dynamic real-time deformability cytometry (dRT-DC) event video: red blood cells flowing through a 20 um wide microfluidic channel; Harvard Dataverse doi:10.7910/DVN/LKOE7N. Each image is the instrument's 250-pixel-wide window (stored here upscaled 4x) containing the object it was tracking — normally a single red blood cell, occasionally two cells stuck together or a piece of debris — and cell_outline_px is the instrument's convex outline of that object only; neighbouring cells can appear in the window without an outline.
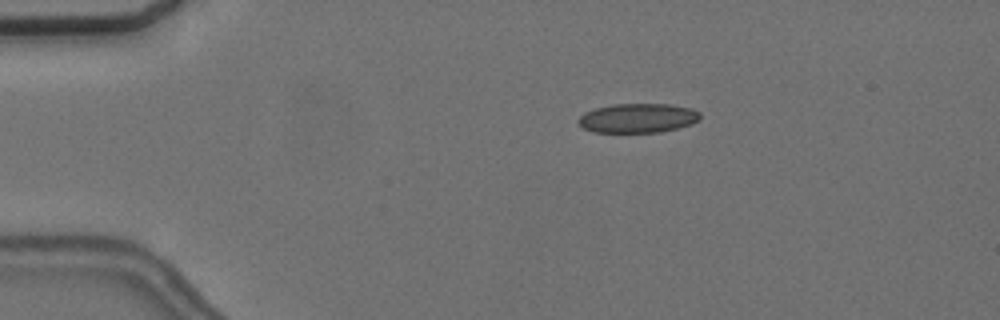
{"species": "common noctule bat (a hibernating species)", "species_latin": "Nyctalus noctula", "temperature_condition": "cold", "stored_images_in_passage": 53, "camera_frame_rate_fps": 3000, "um_per_image_px": 0.085, "animal": {"sex": "female", "body_mass_g": 24.6, "forearm_length_mm": 56.2}, "frame": {"image": 1, "passage_image": 7, "time_ms": 2.0, "image_size_px": [1000, 320], "cell_outline_px": [[700, 120], [692, 124], [660, 132], [592, 132], [584, 128], [576, 120], [584, 112], [596, 108], [612, 104], [668, 104], [692, 108], [700, 112]], "centroid_in_image_um": [54.22, 10.03], "position_along_channel_um": 30.8, "area_um2": 20.87}}
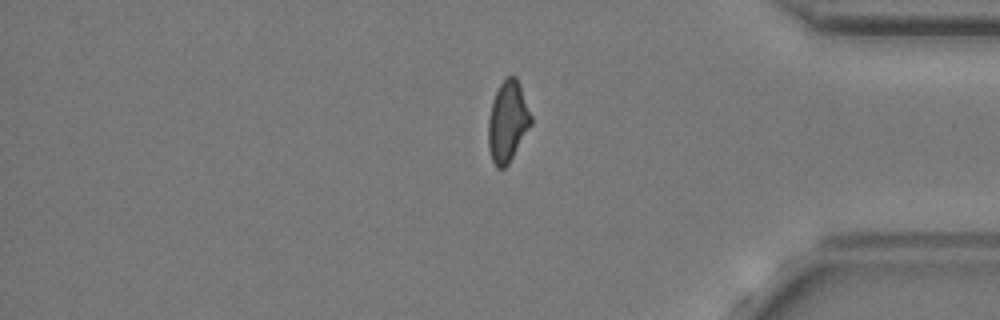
{"frame": {"image": 2, "passage_image": 43, "time_ms": 14.0, "image_size_px": [1000, 320], "cell_outline_px": [[532, 124], [508, 164], [504, 168], [496, 168], [492, 160], [488, 148], [488, 120], [492, 100], [500, 84], [508, 76], [516, 76], [520, 84], [532, 116]], "centroid_in_image_um": [43.15, 10.33], "position_along_channel_um": 392.0, "area_um2": 20.17}}
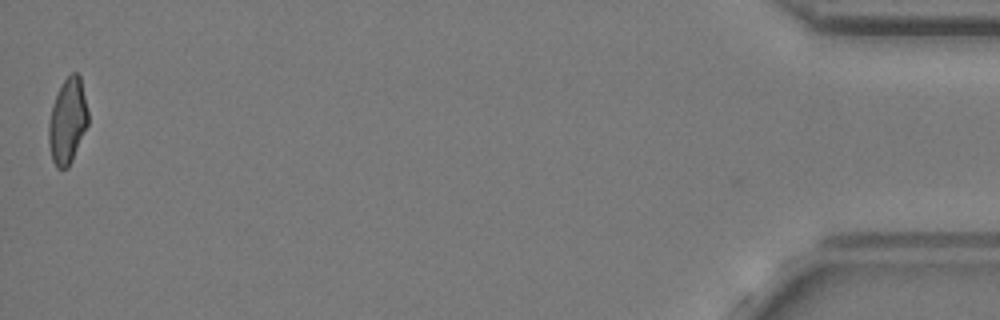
{"frame": {"image": 3, "passage_image": 52, "time_ms": 17.0, "image_size_px": [1000, 320], "cell_outline_px": [[88, 124], [72, 160], [68, 168], [56, 168], [52, 160], [48, 144], [48, 120], [56, 96], [64, 80], [72, 72], [76, 72], [80, 76], [88, 112]], "centroid_in_image_um": [5.73, 10.32], "position_along_channel_um": 429.5, "area_um2": 19.48}, "authors_computed_cell_mechanics": {"area_um2": 20.6346, "velocity_mm_per_s": 3.6594, "shape_relaxation_time_tau1_ms": null, "shape_relaxation_time_tau2_ms": 2.0297, "deformation_change_tau1": null, "deformation_change_tau2": 0.0865}}